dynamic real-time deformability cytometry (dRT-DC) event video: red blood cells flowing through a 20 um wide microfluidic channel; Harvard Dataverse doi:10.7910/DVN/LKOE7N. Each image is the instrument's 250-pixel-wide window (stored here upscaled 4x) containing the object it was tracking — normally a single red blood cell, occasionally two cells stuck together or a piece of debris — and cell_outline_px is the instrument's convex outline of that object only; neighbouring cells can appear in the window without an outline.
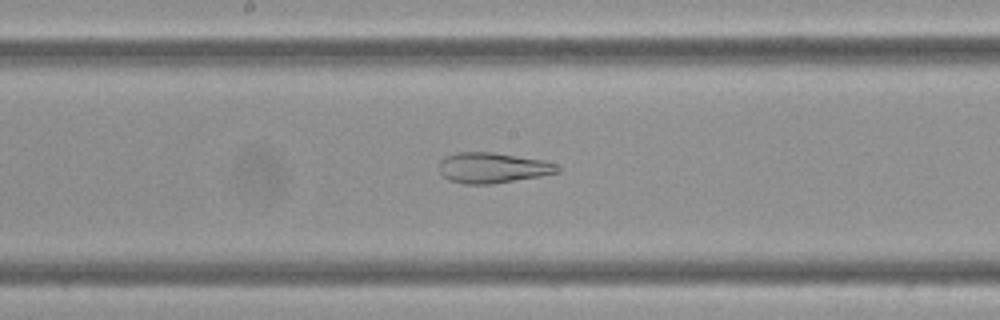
{"species": "Egyptian fruit bat (a non-hibernating species)", "species_latin": "Rousettus aegyptiacus", "temperature_condition": "cold", "stored_images_in_passage": 60, "camera_frame_rate_fps": 3000, "um_per_image_px": 0.085, "frame": {"image": 1, "passage_image": 32, "time_ms": 10.333, "image_size_px": [1000, 320], "cell_outline_px": [[560, 172], [540, 176], [492, 184], [464, 184], [448, 180], [440, 172], [440, 160], [444, 156], [456, 152], [492, 152], [544, 160], [556, 164], [560, 168]], "centroid_in_image_um": [41.86, 14.26], "position_along_channel_um": 206.3, "area_um2": 21.1}}
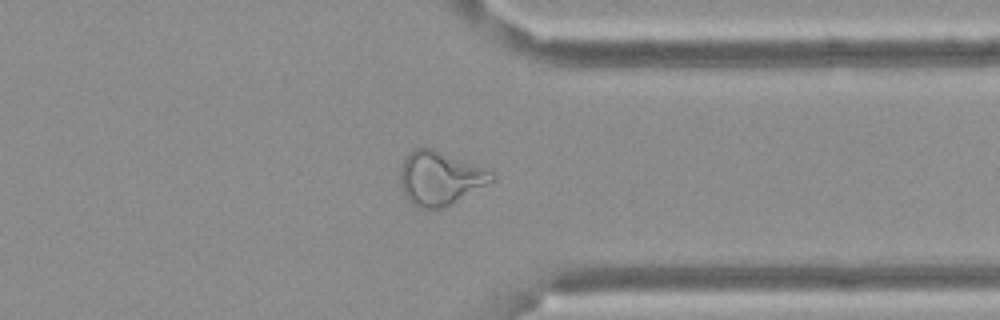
{"frame": {"image": 2, "passage_image": 47, "time_ms": 15.333, "image_size_px": [1000, 320], "cell_outline_px": [[496, 180], [444, 208], [416, 208], [408, 200], [400, 184], [400, 172], [404, 160], [412, 148], [432, 148], [492, 172], [496, 176]], "centroid_in_image_um": [37.38, 15.17], "position_along_channel_um": 374.0, "area_um2": 28.38}}
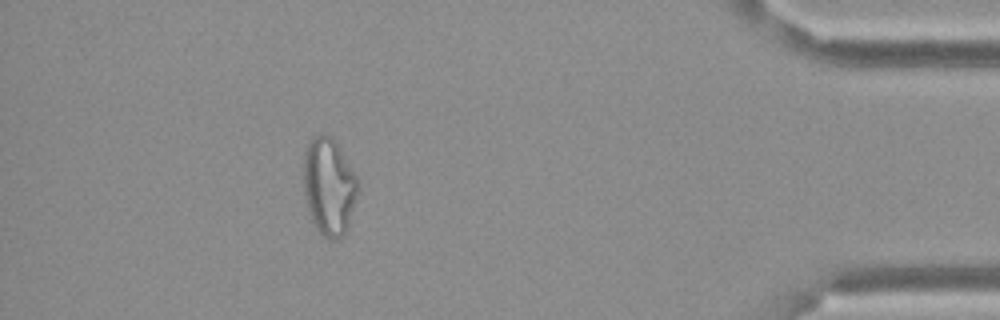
{"frame": {"image": 3, "passage_image": 54, "time_ms": 17.667, "image_size_px": [1000, 320], "cell_outline_px": [[356, 196], [348, 224], [344, 236], [336, 240], [328, 240], [316, 228], [312, 220], [308, 208], [304, 192], [304, 152], [312, 136], [332, 136], [340, 148], [356, 176]], "centroid_in_image_um": [27.94, 15.86], "position_along_channel_um": 407.3, "area_um2": 30.23}, "authors_computed_cell_mechanics": {"area_um2": 29.9982, "velocity_mm_per_s": 3.3997, "shape_relaxation_time_tau1_ms": null, "shape_relaxation_time_tau2_ms": 1.9536, "deformation_change_tau1": null, "deformation_change_tau2": 0.1158}}